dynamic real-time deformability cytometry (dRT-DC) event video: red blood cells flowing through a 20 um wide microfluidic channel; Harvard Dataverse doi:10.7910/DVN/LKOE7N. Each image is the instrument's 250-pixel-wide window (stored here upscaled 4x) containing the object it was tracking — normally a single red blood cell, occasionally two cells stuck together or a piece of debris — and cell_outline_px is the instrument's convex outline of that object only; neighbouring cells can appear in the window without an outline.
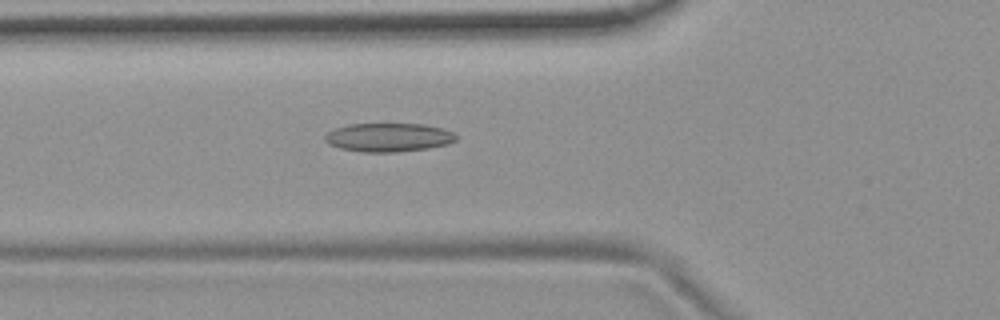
{"species": "common noctule bat (a hibernating species)", "species_latin": "Nyctalus noctula", "temperature_condition": "room temperature", "stored_images_in_passage": 43, "camera_frame_rate_fps": 3000, "um_per_image_px": 0.085, "animal": {"sex": "female", "body_mass_g": 19.9}, "frame": {"image": 1, "passage_image": 8, "time_ms": 2.333, "image_size_px": [1000, 320], "cell_outline_px": [[456, 140], [448, 144], [428, 148], [396, 152], [364, 152], [340, 148], [328, 144], [324, 140], [324, 136], [328, 132], [336, 128], [348, 124], [424, 124], [444, 128], [452, 132], [456, 136]], "centroid_in_image_um": [33.02, 11.67], "position_along_channel_um": 92.8, "area_um2": 21.91}}
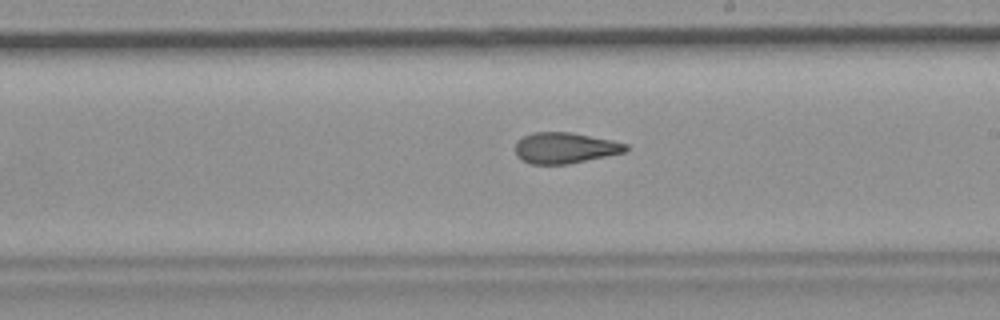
{"frame": {"image": 2, "passage_image": 20, "time_ms": 6.333, "image_size_px": [1000, 320], "cell_outline_px": [[628, 148], [624, 152], [568, 164], [532, 164], [520, 160], [516, 156], [516, 140], [532, 132], [572, 132], [612, 140], [628, 144]], "centroid_in_image_um": [47.99, 12.57], "position_along_channel_um": 241.0, "area_um2": 19.94}}
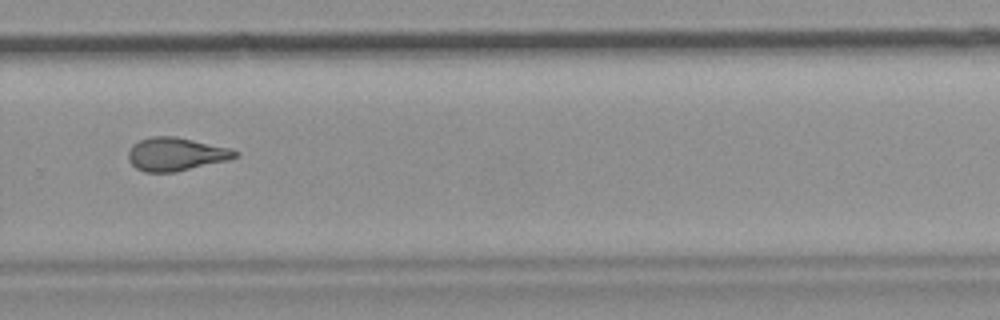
{"frame": {"image": 3, "passage_image": 26, "time_ms": 8.333, "image_size_px": [1000, 320], "cell_outline_px": [[240, 156], [228, 160], [176, 172], [144, 172], [136, 168], [128, 160], [128, 152], [132, 144], [140, 140], [152, 136], [176, 136], [228, 148], [240, 152]], "centroid_in_image_um": [14.94, 13.11], "position_along_channel_um": 314.9, "area_um2": 20.75}, "authors_computed_cell_mechanics": {"area_um2": 20.6346, "velocity_mm_per_s": 3.704, "shape_relaxation_time_tau1_ms": null, "shape_relaxation_time_tau2_ms": 2.3705, "deformation_change_tau1": null, "deformation_change_tau2": 0.1023}}